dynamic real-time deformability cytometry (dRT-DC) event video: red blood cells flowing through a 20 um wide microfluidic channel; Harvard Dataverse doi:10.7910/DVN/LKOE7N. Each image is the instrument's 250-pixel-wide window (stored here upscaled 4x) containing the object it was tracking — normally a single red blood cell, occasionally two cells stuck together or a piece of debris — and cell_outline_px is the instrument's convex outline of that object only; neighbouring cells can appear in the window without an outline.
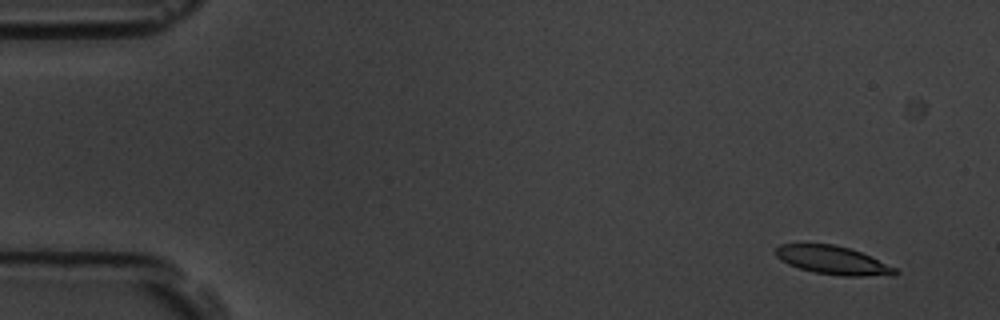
{"species": "common noctule bat (a hibernating species)", "species_latin": "Nyctalus noctula", "temperature_condition": "room temperature", "stored_images_in_passage": 5, "camera_frame_rate_fps": 3000, "um_per_image_px": 0.085, "animal": {"sex": "male", "body_mass_g": 19.5, "forearm_length_mm": 54.6}, "frame": {"image": 1, "passage_image": 1, "time_ms": 0.0, "image_size_px": [1000, 320], "cell_outline_px": [[900, 272], [896, 276], [844, 276], [816, 272], [800, 268], [788, 264], [780, 260], [776, 256], [776, 248], [780, 244], [832, 244], [848, 248], [872, 256], [896, 268]], "centroid_in_image_um": [70.86, 22.13], "position_along_channel_um": 14.1, "area_um2": 19.77}}
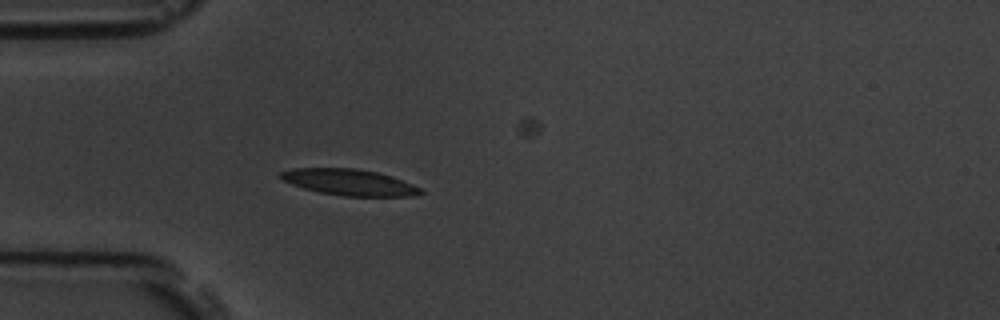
{"frame": {"image": 2, "passage_image": 4, "time_ms": 1.0, "image_size_px": [1000, 320], "cell_outline_px": [[424, 192], [412, 196], [344, 196], [320, 192], [304, 188], [292, 184], [284, 180], [280, 176], [280, 172], [292, 168], [356, 168], [376, 172], [412, 184], [420, 188]], "centroid_in_image_um": [29.67, 15.49], "position_along_channel_um": 55.3, "area_um2": 20.98}}